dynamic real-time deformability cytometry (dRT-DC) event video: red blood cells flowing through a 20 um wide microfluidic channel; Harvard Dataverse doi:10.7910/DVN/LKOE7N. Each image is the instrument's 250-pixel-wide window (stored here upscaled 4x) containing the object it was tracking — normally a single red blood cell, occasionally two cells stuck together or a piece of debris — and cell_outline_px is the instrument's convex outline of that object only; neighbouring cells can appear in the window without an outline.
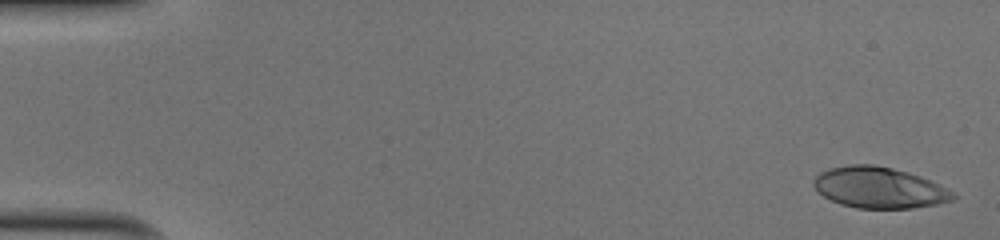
{"species": "human", "species_latin": "Homo sapiens", "temperature_condition": "cold", "stored_images_in_passage": 51, "camera_frame_rate_fps": 3000, "um_per_image_px": 0.085, "donor": {"sex": "male"}, "frame": {"image": 1, "passage_image": 2, "time_ms": 0.333, "image_size_px": [1000, 240], "cell_outline_px": [[956, 196], [952, 200], [936, 204], [912, 208], [856, 208], [840, 204], [824, 196], [812, 184], [812, 180], [820, 172], [832, 168], [848, 164], [872, 164], [892, 168], [928, 180], [952, 192]], "centroid_in_image_um": [74.67, 15.95], "position_along_channel_um": 10.3, "area_um2": 32.71}}
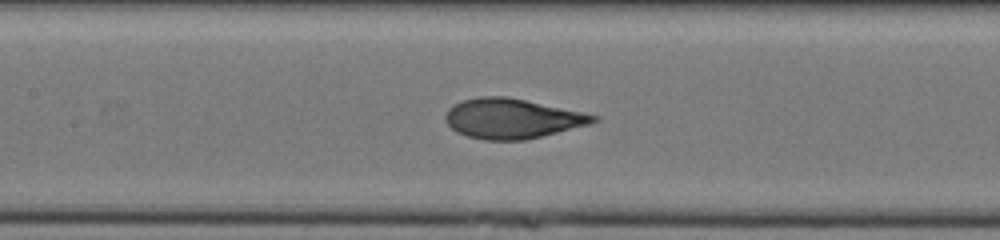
{"frame": {"image": 2, "passage_image": 25, "time_ms": 8.0, "image_size_px": [1000, 240], "cell_outline_px": [[600, 120], [588, 124], [524, 140], [484, 140], [468, 136], [456, 132], [444, 120], [444, 116], [448, 108], [452, 104], [464, 100], [480, 96], [504, 96], [584, 112], [600, 116]], "centroid_in_image_um": [43.49, 10.07], "position_along_channel_um": 163.9, "area_um2": 34.16}}
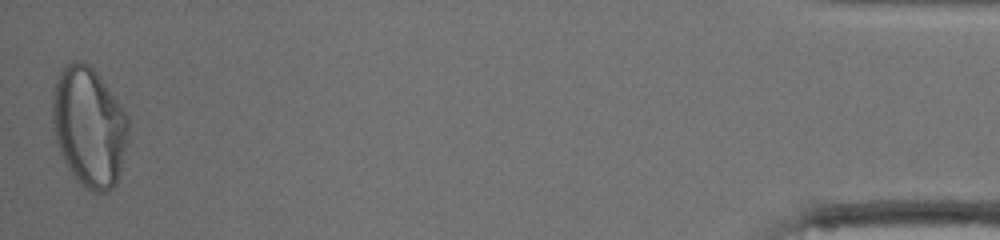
{"frame": {"image": 3, "passage_image": 51, "time_ms": 16.667, "image_size_px": [1000, 240], "cell_outline_px": [[128, 128], [120, 168], [116, 184], [112, 188], [104, 192], [92, 192], [68, 168], [60, 152], [52, 128], [52, 96], [56, 80], [60, 72], [72, 60], [76, 60], [88, 64], [96, 72], [128, 116]], "centroid_in_image_um": [7.54, 10.75], "position_along_channel_um": 427.7, "area_um2": 51.96}, "authors_computed_cell_mechanics": {"area_um2": 34.1598, "velocity_mm_per_s": 4.0343, "shape_relaxation_time_tau1_ms": 5.9063, "shape_relaxation_time_tau2_ms": null, "deformation_change_tau1": 0.2695, "deformation_change_tau2": null}}